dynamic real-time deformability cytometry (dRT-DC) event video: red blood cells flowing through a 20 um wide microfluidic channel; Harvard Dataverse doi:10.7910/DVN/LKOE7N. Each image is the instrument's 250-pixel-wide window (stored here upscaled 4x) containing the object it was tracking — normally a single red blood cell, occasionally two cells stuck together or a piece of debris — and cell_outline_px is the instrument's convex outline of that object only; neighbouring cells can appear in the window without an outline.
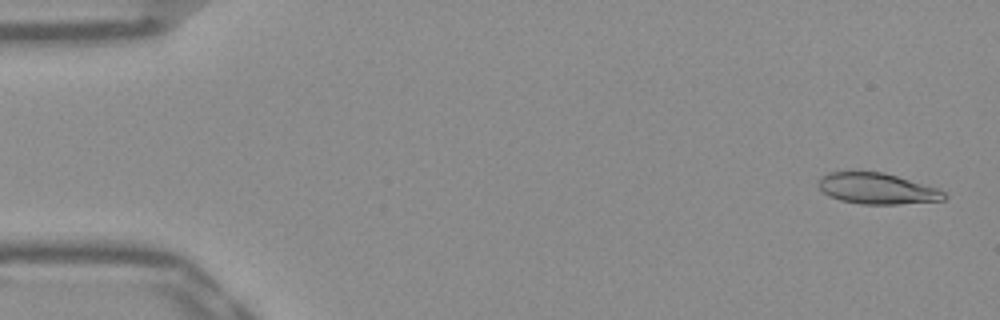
{"species": "Egyptian fruit bat (a non-hibernating species)", "species_latin": "Rousettus aegyptiacus", "temperature_condition": "warm", "stored_images_in_passage": 51, "camera_frame_rate_fps": 3000, "um_per_image_px": 0.085, "frame": {"image": 1, "passage_image": 2, "time_ms": 0.333, "image_size_px": [1000, 320], "cell_outline_px": [[948, 196], [944, 200], [896, 204], [860, 204], [840, 200], [824, 192], [816, 184], [820, 176], [832, 172], [884, 172], [940, 188]], "centroid_in_image_um": [74.59, 16.02], "position_along_channel_um": 10.4, "area_um2": 22.72}}
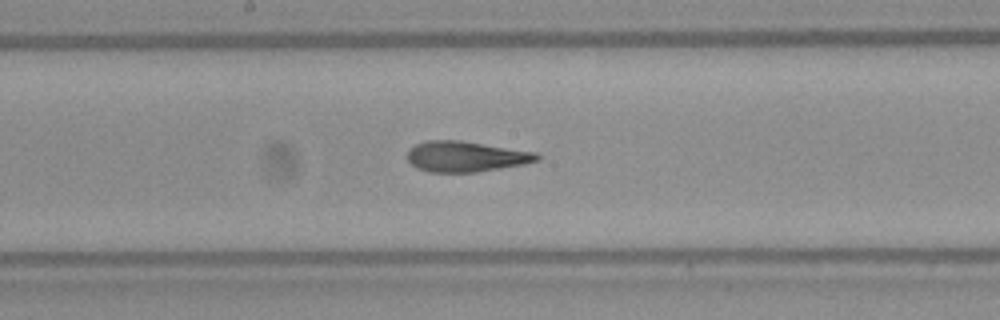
{"frame": {"image": 2, "passage_image": 27, "time_ms": 8.667, "image_size_px": [1000, 320], "cell_outline_px": [[540, 160], [524, 164], [476, 172], [428, 172], [416, 168], [408, 160], [408, 152], [416, 144], [428, 140], [460, 140], [536, 152], [540, 156]], "centroid_in_image_um": [39.61, 13.3], "position_along_channel_um": 208.6, "area_um2": 23.0}}
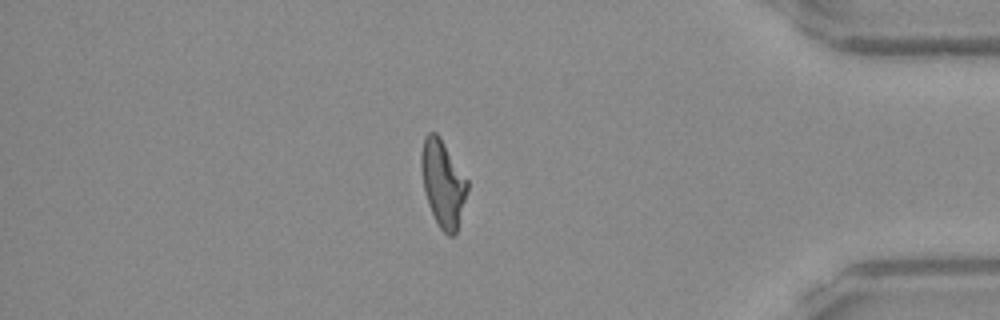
{"frame": {"image": 3, "passage_image": 44, "time_ms": 14.333, "image_size_px": [1000, 320], "cell_outline_px": [[468, 188], [456, 232], [452, 236], [448, 236], [440, 228], [428, 204], [424, 192], [420, 164], [420, 152], [424, 136], [428, 132], [436, 132], [440, 136], [468, 180]], "centroid_in_image_um": [37.62, 15.53], "position_along_channel_um": 397.6, "area_um2": 23.29}, "authors_computed_cell_mechanics": {"area_um2": 23.12, "velocity_mm_per_s": 3.9423, "shape_relaxation_time_tau1_ms": 8.3231, "shape_relaxation_time_tau2_ms": 2.3223, "deformation_change_tau1": 0.2745, "deformation_change_tau2": 0.1171}}